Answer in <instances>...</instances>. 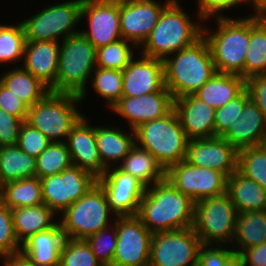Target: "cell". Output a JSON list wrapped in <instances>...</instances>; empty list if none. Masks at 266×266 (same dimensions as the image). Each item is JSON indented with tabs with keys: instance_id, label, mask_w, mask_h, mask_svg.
Listing matches in <instances>:
<instances>
[{
	"instance_id": "cell-28",
	"label": "cell",
	"mask_w": 266,
	"mask_h": 266,
	"mask_svg": "<svg viewBox=\"0 0 266 266\" xmlns=\"http://www.w3.org/2000/svg\"><path fill=\"white\" fill-rule=\"evenodd\" d=\"M11 212L15 234L21 245L34 234L48 230L58 222L57 214L44 203L14 208Z\"/></svg>"
},
{
	"instance_id": "cell-55",
	"label": "cell",
	"mask_w": 266,
	"mask_h": 266,
	"mask_svg": "<svg viewBox=\"0 0 266 266\" xmlns=\"http://www.w3.org/2000/svg\"><path fill=\"white\" fill-rule=\"evenodd\" d=\"M235 266H245L241 261H239Z\"/></svg>"
},
{
	"instance_id": "cell-13",
	"label": "cell",
	"mask_w": 266,
	"mask_h": 266,
	"mask_svg": "<svg viewBox=\"0 0 266 266\" xmlns=\"http://www.w3.org/2000/svg\"><path fill=\"white\" fill-rule=\"evenodd\" d=\"M166 179L194 202L226 192L227 177L214 169L194 166L186 160L170 166Z\"/></svg>"
},
{
	"instance_id": "cell-2",
	"label": "cell",
	"mask_w": 266,
	"mask_h": 266,
	"mask_svg": "<svg viewBox=\"0 0 266 266\" xmlns=\"http://www.w3.org/2000/svg\"><path fill=\"white\" fill-rule=\"evenodd\" d=\"M179 1H171L161 12L158 22L139 47L141 54L164 60L193 45L203 36L204 21L190 17Z\"/></svg>"
},
{
	"instance_id": "cell-25",
	"label": "cell",
	"mask_w": 266,
	"mask_h": 266,
	"mask_svg": "<svg viewBox=\"0 0 266 266\" xmlns=\"http://www.w3.org/2000/svg\"><path fill=\"white\" fill-rule=\"evenodd\" d=\"M95 139L101 162L106 169L117 167L135 146V131L125 132L118 125L95 126ZM118 163V164H117Z\"/></svg>"
},
{
	"instance_id": "cell-12",
	"label": "cell",
	"mask_w": 266,
	"mask_h": 266,
	"mask_svg": "<svg viewBox=\"0 0 266 266\" xmlns=\"http://www.w3.org/2000/svg\"><path fill=\"white\" fill-rule=\"evenodd\" d=\"M43 203L61 215L69 206L84 196L97 183L90 172L72 166L60 174L40 179Z\"/></svg>"
},
{
	"instance_id": "cell-46",
	"label": "cell",
	"mask_w": 266,
	"mask_h": 266,
	"mask_svg": "<svg viewBox=\"0 0 266 266\" xmlns=\"http://www.w3.org/2000/svg\"><path fill=\"white\" fill-rule=\"evenodd\" d=\"M51 142L41 131L26 121L22 123L17 146L29 156L36 159Z\"/></svg>"
},
{
	"instance_id": "cell-51",
	"label": "cell",
	"mask_w": 266,
	"mask_h": 266,
	"mask_svg": "<svg viewBox=\"0 0 266 266\" xmlns=\"http://www.w3.org/2000/svg\"><path fill=\"white\" fill-rule=\"evenodd\" d=\"M239 259L245 266H266V242L245 249Z\"/></svg>"
},
{
	"instance_id": "cell-52",
	"label": "cell",
	"mask_w": 266,
	"mask_h": 266,
	"mask_svg": "<svg viewBox=\"0 0 266 266\" xmlns=\"http://www.w3.org/2000/svg\"><path fill=\"white\" fill-rule=\"evenodd\" d=\"M3 266H36L22 252L1 257Z\"/></svg>"
},
{
	"instance_id": "cell-50",
	"label": "cell",
	"mask_w": 266,
	"mask_h": 266,
	"mask_svg": "<svg viewBox=\"0 0 266 266\" xmlns=\"http://www.w3.org/2000/svg\"><path fill=\"white\" fill-rule=\"evenodd\" d=\"M250 99L266 118V74L251 76L245 80Z\"/></svg>"
},
{
	"instance_id": "cell-5",
	"label": "cell",
	"mask_w": 266,
	"mask_h": 266,
	"mask_svg": "<svg viewBox=\"0 0 266 266\" xmlns=\"http://www.w3.org/2000/svg\"><path fill=\"white\" fill-rule=\"evenodd\" d=\"M96 48L81 32L60 42L56 93L80 95L86 100L87 84L96 68ZM89 81V82H88Z\"/></svg>"
},
{
	"instance_id": "cell-26",
	"label": "cell",
	"mask_w": 266,
	"mask_h": 266,
	"mask_svg": "<svg viewBox=\"0 0 266 266\" xmlns=\"http://www.w3.org/2000/svg\"><path fill=\"white\" fill-rule=\"evenodd\" d=\"M59 221L50 229L38 232L26 240L21 252L36 266H59L65 240Z\"/></svg>"
},
{
	"instance_id": "cell-27",
	"label": "cell",
	"mask_w": 266,
	"mask_h": 266,
	"mask_svg": "<svg viewBox=\"0 0 266 266\" xmlns=\"http://www.w3.org/2000/svg\"><path fill=\"white\" fill-rule=\"evenodd\" d=\"M226 193L238 213L266 210V190L238 170L227 178Z\"/></svg>"
},
{
	"instance_id": "cell-9",
	"label": "cell",
	"mask_w": 266,
	"mask_h": 266,
	"mask_svg": "<svg viewBox=\"0 0 266 266\" xmlns=\"http://www.w3.org/2000/svg\"><path fill=\"white\" fill-rule=\"evenodd\" d=\"M237 209L225 192L194 203L193 229L202 244L230 245L233 241Z\"/></svg>"
},
{
	"instance_id": "cell-23",
	"label": "cell",
	"mask_w": 266,
	"mask_h": 266,
	"mask_svg": "<svg viewBox=\"0 0 266 266\" xmlns=\"http://www.w3.org/2000/svg\"><path fill=\"white\" fill-rule=\"evenodd\" d=\"M60 42L26 41L23 68L56 93Z\"/></svg>"
},
{
	"instance_id": "cell-15",
	"label": "cell",
	"mask_w": 266,
	"mask_h": 266,
	"mask_svg": "<svg viewBox=\"0 0 266 266\" xmlns=\"http://www.w3.org/2000/svg\"><path fill=\"white\" fill-rule=\"evenodd\" d=\"M84 19L88 29L80 32L96 49L122 39L119 0H82Z\"/></svg>"
},
{
	"instance_id": "cell-18",
	"label": "cell",
	"mask_w": 266,
	"mask_h": 266,
	"mask_svg": "<svg viewBox=\"0 0 266 266\" xmlns=\"http://www.w3.org/2000/svg\"><path fill=\"white\" fill-rule=\"evenodd\" d=\"M186 161L223 173L227 178L237 170L238 151L223 137L190 139Z\"/></svg>"
},
{
	"instance_id": "cell-47",
	"label": "cell",
	"mask_w": 266,
	"mask_h": 266,
	"mask_svg": "<svg viewBox=\"0 0 266 266\" xmlns=\"http://www.w3.org/2000/svg\"><path fill=\"white\" fill-rule=\"evenodd\" d=\"M195 16L200 17L202 21H209L215 18L228 17L223 13L232 8H238L239 5L247 4V0H197ZM230 9V10H228ZM212 17V18H211ZM209 19V20H208Z\"/></svg>"
},
{
	"instance_id": "cell-42",
	"label": "cell",
	"mask_w": 266,
	"mask_h": 266,
	"mask_svg": "<svg viewBox=\"0 0 266 266\" xmlns=\"http://www.w3.org/2000/svg\"><path fill=\"white\" fill-rule=\"evenodd\" d=\"M59 266H102L84 239L66 238Z\"/></svg>"
},
{
	"instance_id": "cell-17",
	"label": "cell",
	"mask_w": 266,
	"mask_h": 266,
	"mask_svg": "<svg viewBox=\"0 0 266 266\" xmlns=\"http://www.w3.org/2000/svg\"><path fill=\"white\" fill-rule=\"evenodd\" d=\"M104 190L110 209L116 216H135L146 186L137 178L111 167L97 179Z\"/></svg>"
},
{
	"instance_id": "cell-36",
	"label": "cell",
	"mask_w": 266,
	"mask_h": 266,
	"mask_svg": "<svg viewBox=\"0 0 266 266\" xmlns=\"http://www.w3.org/2000/svg\"><path fill=\"white\" fill-rule=\"evenodd\" d=\"M25 31L22 22L0 24V67L23 61L25 48Z\"/></svg>"
},
{
	"instance_id": "cell-35",
	"label": "cell",
	"mask_w": 266,
	"mask_h": 266,
	"mask_svg": "<svg viewBox=\"0 0 266 266\" xmlns=\"http://www.w3.org/2000/svg\"><path fill=\"white\" fill-rule=\"evenodd\" d=\"M0 170L4 183L36 176V159L17 145L0 147Z\"/></svg>"
},
{
	"instance_id": "cell-49",
	"label": "cell",
	"mask_w": 266,
	"mask_h": 266,
	"mask_svg": "<svg viewBox=\"0 0 266 266\" xmlns=\"http://www.w3.org/2000/svg\"><path fill=\"white\" fill-rule=\"evenodd\" d=\"M0 108L23 122L27 120L28 106L0 82Z\"/></svg>"
},
{
	"instance_id": "cell-30",
	"label": "cell",
	"mask_w": 266,
	"mask_h": 266,
	"mask_svg": "<svg viewBox=\"0 0 266 266\" xmlns=\"http://www.w3.org/2000/svg\"><path fill=\"white\" fill-rule=\"evenodd\" d=\"M0 74V82L28 107L41 101L50 89L21 65Z\"/></svg>"
},
{
	"instance_id": "cell-3",
	"label": "cell",
	"mask_w": 266,
	"mask_h": 266,
	"mask_svg": "<svg viewBox=\"0 0 266 266\" xmlns=\"http://www.w3.org/2000/svg\"><path fill=\"white\" fill-rule=\"evenodd\" d=\"M163 64L164 84L173 99L196 93L216 73L209 44L203 36L166 57Z\"/></svg>"
},
{
	"instance_id": "cell-4",
	"label": "cell",
	"mask_w": 266,
	"mask_h": 266,
	"mask_svg": "<svg viewBox=\"0 0 266 266\" xmlns=\"http://www.w3.org/2000/svg\"><path fill=\"white\" fill-rule=\"evenodd\" d=\"M213 20L217 24L216 29H210L205 21L203 37L209 44L216 72L236 74L244 79L245 58L250 41V15L239 19L223 17Z\"/></svg>"
},
{
	"instance_id": "cell-53",
	"label": "cell",
	"mask_w": 266,
	"mask_h": 266,
	"mask_svg": "<svg viewBox=\"0 0 266 266\" xmlns=\"http://www.w3.org/2000/svg\"><path fill=\"white\" fill-rule=\"evenodd\" d=\"M248 5L252 6L253 14L250 16L259 17V18H266V0H247Z\"/></svg>"
},
{
	"instance_id": "cell-11",
	"label": "cell",
	"mask_w": 266,
	"mask_h": 266,
	"mask_svg": "<svg viewBox=\"0 0 266 266\" xmlns=\"http://www.w3.org/2000/svg\"><path fill=\"white\" fill-rule=\"evenodd\" d=\"M201 245L193 227L153 233L149 266H198Z\"/></svg>"
},
{
	"instance_id": "cell-37",
	"label": "cell",
	"mask_w": 266,
	"mask_h": 266,
	"mask_svg": "<svg viewBox=\"0 0 266 266\" xmlns=\"http://www.w3.org/2000/svg\"><path fill=\"white\" fill-rule=\"evenodd\" d=\"M73 166L66 142H51L36 158V177L39 179L60 174Z\"/></svg>"
},
{
	"instance_id": "cell-33",
	"label": "cell",
	"mask_w": 266,
	"mask_h": 266,
	"mask_svg": "<svg viewBox=\"0 0 266 266\" xmlns=\"http://www.w3.org/2000/svg\"><path fill=\"white\" fill-rule=\"evenodd\" d=\"M258 74H266V18L250 16V41L244 79Z\"/></svg>"
},
{
	"instance_id": "cell-20",
	"label": "cell",
	"mask_w": 266,
	"mask_h": 266,
	"mask_svg": "<svg viewBox=\"0 0 266 266\" xmlns=\"http://www.w3.org/2000/svg\"><path fill=\"white\" fill-rule=\"evenodd\" d=\"M135 56L122 71V97H136L156 91H169L164 84L163 60L142 54Z\"/></svg>"
},
{
	"instance_id": "cell-16",
	"label": "cell",
	"mask_w": 266,
	"mask_h": 266,
	"mask_svg": "<svg viewBox=\"0 0 266 266\" xmlns=\"http://www.w3.org/2000/svg\"><path fill=\"white\" fill-rule=\"evenodd\" d=\"M172 0H119L122 39L138 48L144 43L158 22L164 8Z\"/></svg>"
},
{
	"instance_id": "cell-43",
	"label": "cell",
	"mask_w": 266,
	"mask_h": 266,
	"mask_svg": "<svg viewBox=\"0 0 266 266\" xmlns=\"http://www.w3.org/2000/svg\"><path fill=\"white\" fill-rule=\"evenodd\" d=\"M250 100L248 91L245 89L235 99L229 101L221 108L215 109L214 124L215 136L222 137L241 116L244 105Z\"/></svg>"
},
{
	"instance_id": "cell-8",
	"label": "cell",
	"mask_w": 266,
	"mask_h": 266,
	"mask_svg": "<svg viewBox=\"0 0 266 266\" xmlns=\"http://www.w3.org/2000/svg\"><path fill=\"white\" fill-rule=\"evenodd\" d=\"M112 217L117 216L110 209L104 190L96 183L59 215L58 221L65 238L86 239L111 225L115 221Z\"/></svg>"
},
{
	"instance_id": "cell-32",
	"label": "cell",
	"mask_w": 266,
	"mask_h": 266,
	"mask_svg": "<svg viewBox=\"0 0 266 266\" xmlns=\"http://www.w3.org/2000/svg\"><path fill=\"white\" fill-rule=\"evenodd\" d=\"M266 242V210L239 212L231 247L239 256L245 249Z\"/></svg>"
},
{
	"instance_id": "cell-1",
	"label": "cell",
	"mask_w": 266,
	"mask_h": 266,
	"mask_svg": "<svg viewBox=\"0 0 266 266\" xmlns=\"http://www.w3.org/2000/svg\"><path fill=\"white\" fill-rule=\"evenodd\" d=\"M194 201L167 179L146 188L137 217L151 233L193 227Z\"/></svg>"
},
{
	"instance_id": "cell-38",
	"label": "cell",
	"mask_w": 266,
	"mask_h": 266,
	"mask_svg": "<svg viewBox=\"0 0 266 266\" xmlns=\"http://www.w3.org/2000/svg\"><path fill=\"white\" fill-rule=\"evenodd\" d=\"M136 50L139 51L134 43L124 39L101 46L96 49V66L123 71L135 57Z\"/></svg>"
},
{
	"instance_id": "cell-7",
	"label": "cell",
	"mask_w": 266,
	"mask_h": 266,
	"mask_svg": "<svg viewBox=\"0 0 266 266\" xmlns=\"http://www.w3.org/2000/svg\"><path fill=\"white\" fill-rule=\"evenodd\" d=\"M78 103L83 104L80 95L49 92L28 108L26 122L52 142H66L71 128L84 115L77 109Z\"/></svg>"
},
{
	"instance_id": "cell-14",
	"label": "cell",
	"mask_w": 266,
	"mask_h": 266,
	"mask_svg": "<svg viewBox=\"0 0 266 266\" xmlns=\"http://www.w3.org/2000/svg\"><path fill=\"white\" fill-rule=\"evenodd\" d=\"M116 252L112 266H149L153 233L135 216H117Z\"/></svg>"
},
{
	"instance_id": "cell-44",
	"label": "cell",
	"mask_w": 266,
	"mask_h": 266,
	"mask_svg": "<svg viewBox=\"0 0 266 266\" xmlns=\"http://www.w3.org/2000/svg\"><path fill=\"white\" fill-rule=\"evenodd\" d=\"M229 245L202 244L198 251V266H235L239 256Z\"/></svg>"
},
{
	"instance_id": "cell-54",
	"label": "cell",
	"mask_w": 266,
	"mask_h": 266,
	"mask_svg": "<svg viewBox=\"0 0 266 266\" xmlns=\"http://www.w3.org/2000/svg\"><path fill=\"white\" fill-rule=\"evenodd\" d=\"M4 181L2 180V175H1V170H0V193L2 192L3 188H4Z\"/></svg>"
},
{
	"instance_id": "cell-45",
	"label": "cell",
	"mask_w": 266,
	"mask_h": 266,
	"mask_svg": "<svg viewBox=\"0 0 266 266\" xmlns=\"http://www.w3.org/2000/svg\"><path fill=\"white\" fill-rule=\"evenodd\" d=\"M21 246L15 234L11 209L0 200V258L21 252Z\"/></svg>"
},
{
	"instance_id": "cell-24",
	"label": "cell",
	"mask_w": 266,
	"mask_h": 266,
	"mask_svg": "<svg viewBox=\"0 0 266 266\" xmlns=\"http://www.w3.org/2000/svg\"><path fill=\"white\" fill-rule=\"evenodd\" d=\"M222 137L237 151L266 144V118L250 99L241 116Z\"/></svg>"
},
{
	"instance_id": "cell-31",
	"label": "cell",
	"mask_w": 266,
	"mask_h": 266,
	"mask_svg": "<svg viewBox=\"0 0 266 266\" xmlns=\"http://www.w3.org/2000/svg\"><path fill=\"white\" fill-rule=\"evenodd\" d=\"M117 167L137 178L146 187L166 179V170L163 166L150 152L136 144Z\"/></svg>"
},
{
	"instance_id": "cell-22",
	"label": "cell",
	"mask_w": 266,
	"mask_h": 266,
	"mask_svg": "<svg viewBox=\"0 0 266 266\" xmlns=\"http://www.w3.org/2000/svg\"><path fill=\"white\" fill-rule=\"evenodd\" d=\"M173 109L189 140L215 136V109L194 94L174 99Z\"/></svg>"
},
{
	"instance_id": "cell-48",
	"label": "cell",
	"mask_w": 266,
	"mask_h": 266,
	"mask_svg": "<svg viewBox=\"0 0 266 266\" xmlns=\"http://www.w3.org/2000/svg\"><path fill=\"white\" fill-rule=\"evenodd\" d=\"M22 123L21 119L0 108V147L17 145Z\"/></svg>"
},
{
	"instance_id": "cell-10",
	"label": "cell",
	"mask_w": 266,
	"mask_h": 266,
	"mask_svg": "<svg viewBox=\"0 0 266 266\" xmlns=\"http://www.w3.org/2000/svg\"><path fill=\"white\" fill-rule=\"evenodd\" d=\"M45 6L21 21L26 41L60 42L80 32L76 27L81 23L82 0H67Z\"/></svg>"
},
{
	"instance_id": "cell-39",
	"label": "cell",
	"mask_w": 266,
	"mask_h": 266,
	"mask_svg": "<svg viewBox=\"0 0 266 266\" xmlns=\"http://www.w3.org/2000/svg\"><path fill=\"white\" fill-rule=\"evenodd\" d=\"M90 81L93 92L106 101L109 109L122 98V70L96 67Z\"/></svg>"
},
{
	"instance_id": "cell-41",
	"label": "cell",
	"mask_w": 266,
	"mask_h": 266,
	"mask_svg": "<svg viewBox=\"0 0 266 266\" xmlns=\"http://www.w3.org/2000/svg\"><path fill=\"white\" fill-rule=\"evenodd\" d=\"M102 266H112L116 252L117 231L115 221L96 234L84 239Z\"/></svg>"
},
{
	"instance_id": "cell-29",
	"label": "cell",
	"mask_w": 266,
	"mask_h": 266,
	"mask_svg": "<svg viewBox=\"0 0 266 266\" xmlns=\"http://www.w3.org/2000/svg\"><path fill=\"white\" fill-rule=\"evenodd\" d=\"M245 90V79L236 74L216 72L194 95L217 109Z\"/></svg>"
},
{
	"instance_id": "cell-19",
	"label": "cell",
	"mask_w": 266,
	"mask_h": 266,
	"mask_svg": "<svg viewBox=\"0 0 266 266\" xmlns=\"http://www.w3.org/2000/svg\"><path fill=\"white\" fill-rule=\"evenodd\" d=\"M174 99L169 91H156L136 97H122L110 110L127 120L130 129L159 119L173 109Z\"/></svg>"
},
{
	"instance_id": "cell-21",
	"label": "cell",
	"mask_w": 266,
	"mask_h": 266,
	"mask_svg": "<svg viewBox=\"0 0 266 266\" xmlns=\"http://www.w3.org/2000/svg\"><path fill=\"white\" fill-rule=\"evenodd\" d=\"M85 114L71 128L66 144L72 164L100 178L106 168L101 162L95 139V126L90 124Z\"/></svg>"
},
{
	"instance_id": "cell-6",
	"label": "cell",
	"mask_w": 266,
	"mask_h": 266,
	"mask_svg": "<svg viewBox=\"0 0 266 266\" xmlns=\"http://www.w3.org/2000/svg\"><path fill=\"white\" fill-rule=\"evenodd\" d=\"M134 131L136 145L150 152L165 170L186 160L189 139L174 109L162 118L142 123Z\"/></svg>"
},
{
	"instance_id": "cell-40",
	"label": "cell",
	"mask_w": 266,
	"mask_h": 266,
	"mask_svg": "<svg viewBox=\"0 0 266 266\" xmlns=\"http://www.w3.org/2000/svg\"><path fill=\"white\" fill-rule=\"evenodd\" d=\"M237 170L266 190V144L240 149Z\"/></svg>"
},
{
	"instance_id": "cell-34",
	"label": "cell",
	"mask_w": 266,
	"mask_h": 266,
	"mask_svg": "<svg viewBox=\"0 0 266 266\" xmlns=\"http://www.w3.org/2000/svg\"><path fill=\"white\" fill-rule=\"evenodd\" d=\"M0 200L11 210L43 203L40 179L34 176L5 183Z\"/></svg>"
}]
</instances>
